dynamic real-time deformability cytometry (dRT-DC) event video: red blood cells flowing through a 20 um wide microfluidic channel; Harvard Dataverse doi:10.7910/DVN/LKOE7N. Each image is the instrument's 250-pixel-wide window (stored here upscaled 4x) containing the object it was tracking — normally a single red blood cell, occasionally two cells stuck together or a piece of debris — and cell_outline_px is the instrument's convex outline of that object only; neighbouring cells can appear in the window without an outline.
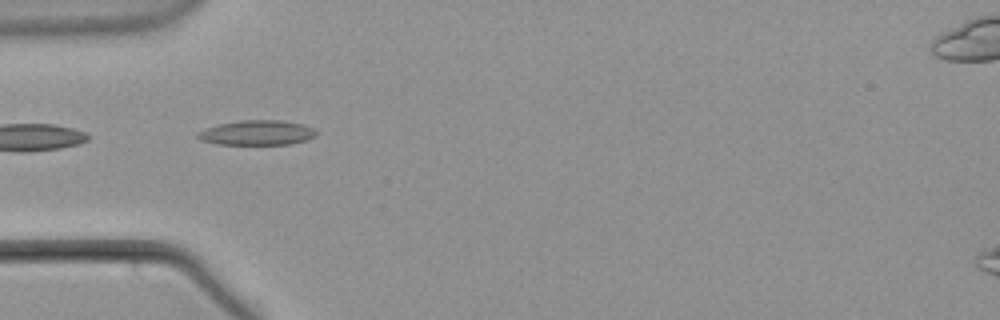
{"species": "common noctule bat (a hibernating species)", "species_latin": "Nyctalus noctula", "temperature_condition": "warm", "stored_images_in_passage": 7, "camera_frame_rate_fps": 3000, "um_per_image_px": 0.085, "animal": {"sex": "male", "body_mass_g": 21.5, "forearm_length_mm": 52.0}, "frame": {"image": 1, "passage_image": 5, "time_ms": 1.333, "image_size_px": [1000, 320], "cell_outline_px": [[316, 136], [292, 144], [220, 144], [200, 140], [196, 136], [196, 132], [220, 124], [240, 120], [280, 120], [304, 124], [316, 128]], "centroid_in_image_um": [21.88, 11.27], "position_along_channel_um": 63.1, "area_um2": 17.11}}